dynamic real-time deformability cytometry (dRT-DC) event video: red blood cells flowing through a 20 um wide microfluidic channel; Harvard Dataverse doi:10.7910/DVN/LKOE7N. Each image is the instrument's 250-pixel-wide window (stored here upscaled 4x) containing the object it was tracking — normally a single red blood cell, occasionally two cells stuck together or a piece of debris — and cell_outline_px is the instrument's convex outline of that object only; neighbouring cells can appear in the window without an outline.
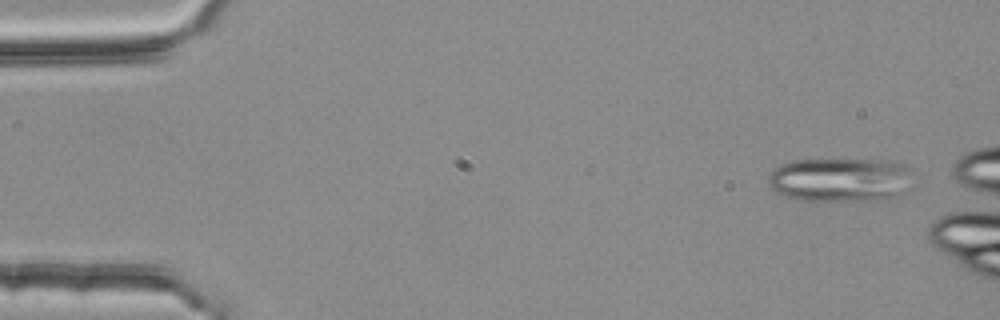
{"species": "common noctule bat (a hibernating species)", "species_latin": "Nyctalus noctula", "temperature_condition": "room temperature", "stored_images_in_passage": 4, "camera_frame_rate_fps": 3000, "um_per_image_px": 0.085, "animal": {"sex": "female", "body_mass_g": 25.1}, "frame": {"image": 1, "passage_image": 1, "time_ms": 0.0, "image_size_px": [1000, 320], "cell_outline_px": [[912, 188], [888, 200], [804, 200], [788, 196], [776, 192], [768, 184], [768, 176], [780, 164], [796, 160], [888, 160], [904, 164], [908, 168]], "centroid_in_image_um": [71.47, 15.28], "position_along_channel_um": 13.5, "area_um2": 37.11}}